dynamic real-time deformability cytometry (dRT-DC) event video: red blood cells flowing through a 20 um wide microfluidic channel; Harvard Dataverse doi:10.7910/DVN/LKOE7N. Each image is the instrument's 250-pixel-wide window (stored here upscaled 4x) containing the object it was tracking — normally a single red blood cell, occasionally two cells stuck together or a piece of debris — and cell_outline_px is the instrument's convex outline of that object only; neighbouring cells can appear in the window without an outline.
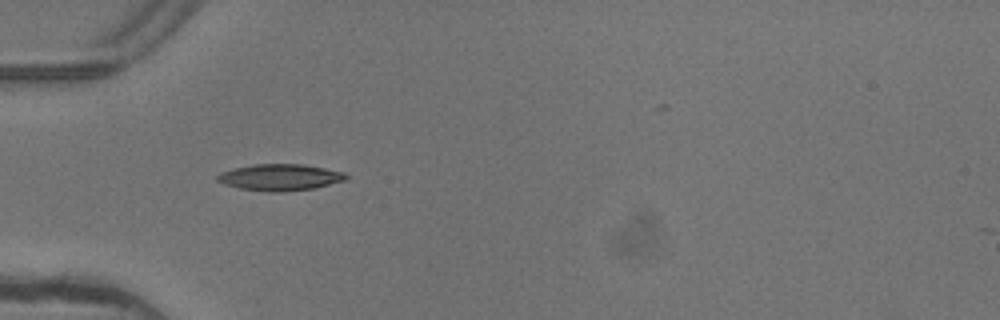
{"species": "common noctule bat (a hibernating species)", "species_latin": "Nyctalus noctula", "temperature_condition": "warm", "stored_images_in_passage": 4, "camera_frame_rate_fps": 3000, "um_per_image_px": 0.085, "animal": {"sex": "female"}, "frame": {"image": 1, "passage_image": 3, "time_ms": 0.667, "image_size_px": [1000, 320], "cell_outline_px": [[348, 176], [344, 180], [316, 188], [284, 192], [268, 192], [240, 188], [224, 184], [216, 180], [216, 176], [224, 172], [236, 168], [256, 164], [304, 164], [344, 172]], "centroid_in_image_um": [23.82, 15.08], "position_along_channel_um": 61.2, "area_um2": 19.71}}
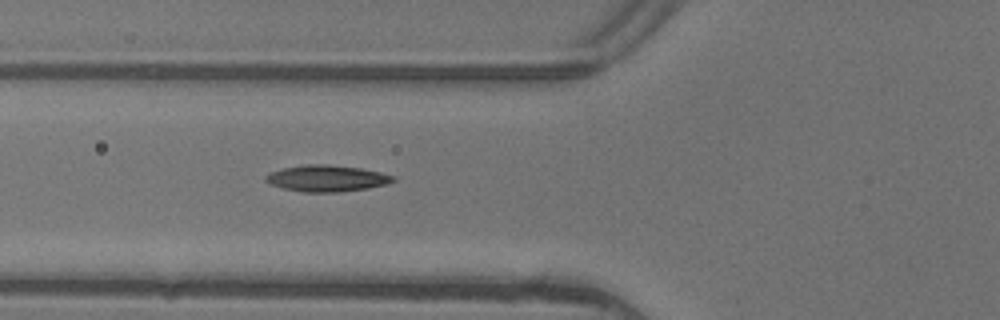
{"frame": {"image": 2, "passage_image": 4, "time_ms": 1.0, "image_size_px": [1000, 320], "cell_outline_px": [[396, 180], [384, 184], [368, 188], [336, 192], [304, 192], [284, 188], [272, 184], [264, 180], [264, 176], [272, 172], [284, 168], [304, 164], [328, 164], [360, 168], [380, 172], [396, 176]], "centroid_in_image_um": [27.79, 15.15], "position_along_channel_um": 98.0, "area_um2": 19.42}}